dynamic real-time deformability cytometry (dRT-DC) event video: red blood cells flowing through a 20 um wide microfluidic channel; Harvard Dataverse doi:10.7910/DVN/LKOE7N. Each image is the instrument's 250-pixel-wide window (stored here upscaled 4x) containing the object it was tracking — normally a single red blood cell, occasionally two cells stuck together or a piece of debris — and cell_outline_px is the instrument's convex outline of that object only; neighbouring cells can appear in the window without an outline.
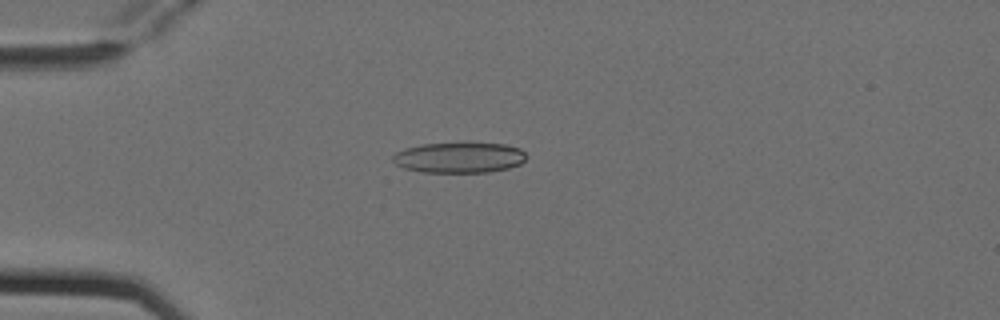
{"species": "Egyptian fruit bat (a non-hibernating species)", "species_latin": "Rousettus aegyptiacus", "temperature_condition": "cold", "stored_images_in_passage": 3, "camera_frame_rate_fps": 3000, "um_per_image_px": 0.085, "animal": {"sex": "female"}, "frame": {"image": 1, "passage_image": 1, "time_ms": 0.0, "image_size_px": [1000, 320], "cell_outline_px": [[528, 156], [520, 164], [508, 168], [488, 172], [424, 172], [404, 168], [396, 164], [392, 160], [392, 156], [396, 152], [404, 148], [424, 144], [504, 144], [520, 148]], "centroid_in_image_um": [39.03, 13.4], "position_along_channel_um": 46.0, "area_um2": 23.47}}
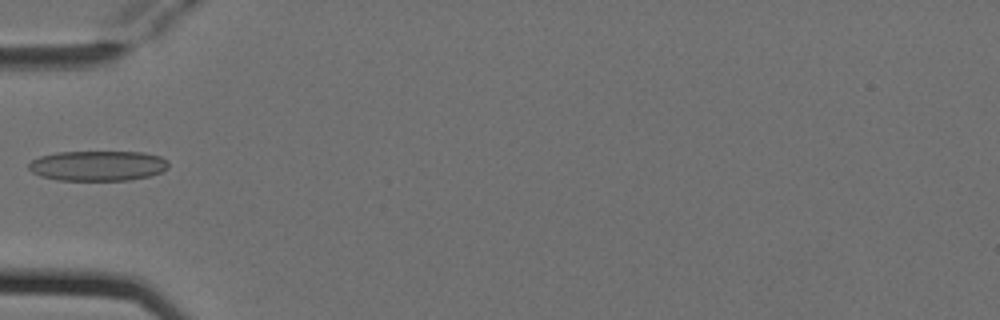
{"frame": {"image": 2, "passage_image": 2, "time_ms": 0.333, "image_size_px": [1000, 320], "cell_outline_px": [[168, 168], [160, 172], [148, 176], [128, 180], [56, 180], [40, 176], [32, 172], [28, 168], [28, 164], [32, 160], [40, 156], [56, 152], [144, 152], [160, 156], [168, 160]], "centroid_in_image_um": [8.3, 14.08], "position_along_channel_um": 76.7, "area_um2": 24.62}}
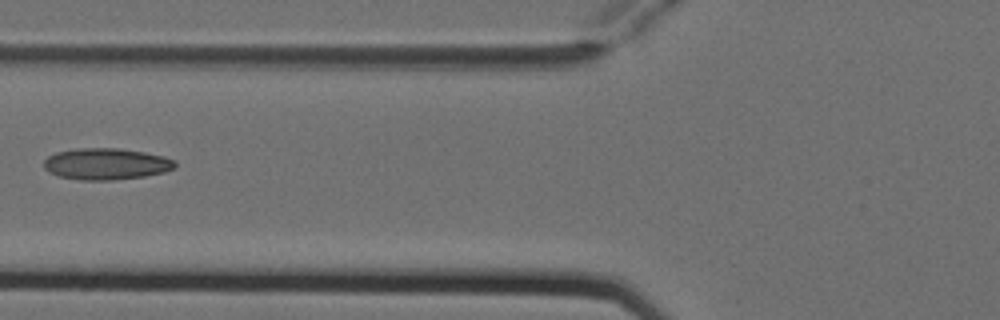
{"frame": {"image": 3, "passage_image": 3, "time_ms": 0.667, "image_size_px": [1000, 320], "cell_outline_px": [[176, 168], [164, 172], [144, 176], [112, 180], [80, 180], [60, 176], [48, 172], [44, 168], [44, 160], [48, 156], [56, 152], [76, 148], [120, 148], [144, 152], [164, 156], [176, 160]], "centroid_in_image_um": [9.04, 13.93], "position_along_channel_um": 116.8, "area_um2": 24.22}}